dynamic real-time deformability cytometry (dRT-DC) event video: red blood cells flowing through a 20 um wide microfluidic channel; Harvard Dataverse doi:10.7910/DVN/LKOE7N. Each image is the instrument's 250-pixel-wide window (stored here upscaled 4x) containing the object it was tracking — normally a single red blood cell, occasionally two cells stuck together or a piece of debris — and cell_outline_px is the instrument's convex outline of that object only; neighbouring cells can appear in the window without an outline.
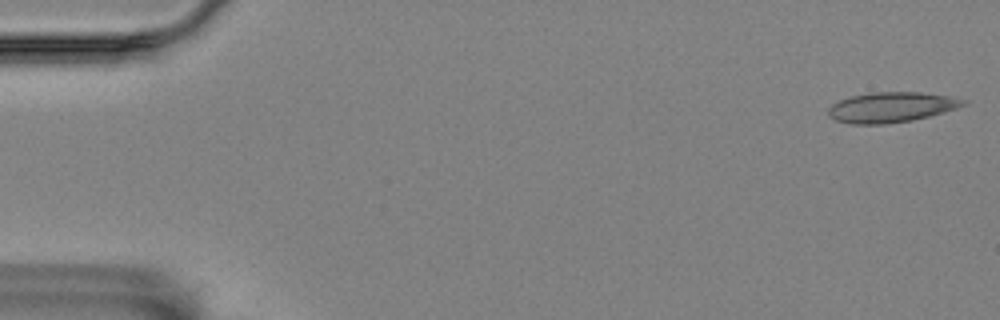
{"species": "Egyptian fruit bat (a non-hibernating species)", "species_latin": "Rousettus aegyptiacus", "temperature_condition": "room temperature", "stored_images_in_passage": 5, "camera_frame_rate_fps": 3000, "um_per_image_px": 0.085, "animal": {"sex": "female"}, "frame": {"image": 1, "passage_image": 5, "time_ms": 1.333, "image_size_px": [1000, 320], "cell_outline_px": [[968, 104], [944, 112], [912, 120], [884, 124], [852, 124], [836, 120], [828, 116], [828, 108], [832, 104], [840, 100], [852, 96], [872, 92], [920, 92], [948, 96], [968, 100]], "centroid_in_image_um": [75.77, 9.11], "position_along_channel_um": 9.2, "area_um2": 23.7}}